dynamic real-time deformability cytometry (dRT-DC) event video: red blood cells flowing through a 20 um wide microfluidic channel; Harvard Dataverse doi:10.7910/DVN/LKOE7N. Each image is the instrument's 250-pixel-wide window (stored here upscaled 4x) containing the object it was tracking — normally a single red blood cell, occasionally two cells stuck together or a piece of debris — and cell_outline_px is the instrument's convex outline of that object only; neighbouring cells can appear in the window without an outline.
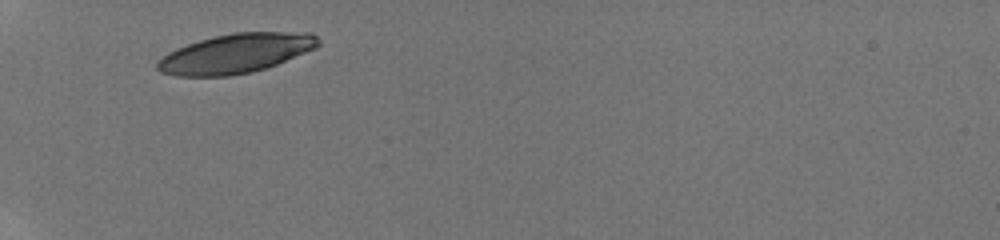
{"species": "human", "species_latin": "Homo sapiens", "temperature_condition": "room temperature", "stored_images_in_passage": 2, "camera_frame_rate_fps": 3000, "um_per_image_px": 0.085, "donor": {"sex": "male"}, "frame": {"image": 1, "passage_image": 1, "time_ms": 0.0, "image_size_px": [1000, 240], "cell_outline_px": [[320, 44], [316, 48], [276, 64], [252, 72], [228, 76], [176, 76], [160, 72], [156, 68], [156, 64], [168, 52], [176, 48], [212, 36], [232, 32], [312, 32], [320, 40]], "centroid_in_image_um": [20.05, 4.53], "position_along_channel_um": 64.9, "area_um2": 36.93}}